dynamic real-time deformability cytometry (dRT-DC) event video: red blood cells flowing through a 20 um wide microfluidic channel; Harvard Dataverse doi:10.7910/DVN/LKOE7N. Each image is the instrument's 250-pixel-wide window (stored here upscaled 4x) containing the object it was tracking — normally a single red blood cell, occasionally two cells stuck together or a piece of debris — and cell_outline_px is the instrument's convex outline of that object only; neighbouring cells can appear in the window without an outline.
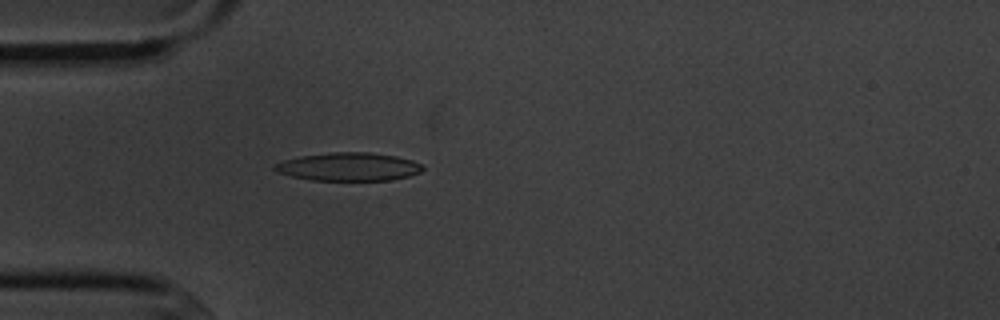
{"species": "common noctule bat (a hibernating species)", "species_latin": "Nyctalus noctula", "temperature_condition": "cold", "stored_images_in_passage": 3, "camera_frame_rate_fps": 3000, "um_per_image_px": 0.085, "animal": {"sex": "male", "body_mass_g": 20.1, "forearm_length_mm": 53.5}, "frame": {"image": 1, "passage_image": 3, "time_ms": 3.333, "image_size_px": [1000, 320], "cell_outline_px": [[424, 168], [420, 172], [408, 176], [388, 180], [312, 180], [292, 176], [276, 172], [272, 168], [272, 164], [284, 160], [300, 156], [332, 152], [368, 152], [396, 156], [412, 160], [424, 164]], "centroid_in_image_um": [29.62, 14.17], "position_along_channel_um": 55.4, "area_um2": 24.39}}